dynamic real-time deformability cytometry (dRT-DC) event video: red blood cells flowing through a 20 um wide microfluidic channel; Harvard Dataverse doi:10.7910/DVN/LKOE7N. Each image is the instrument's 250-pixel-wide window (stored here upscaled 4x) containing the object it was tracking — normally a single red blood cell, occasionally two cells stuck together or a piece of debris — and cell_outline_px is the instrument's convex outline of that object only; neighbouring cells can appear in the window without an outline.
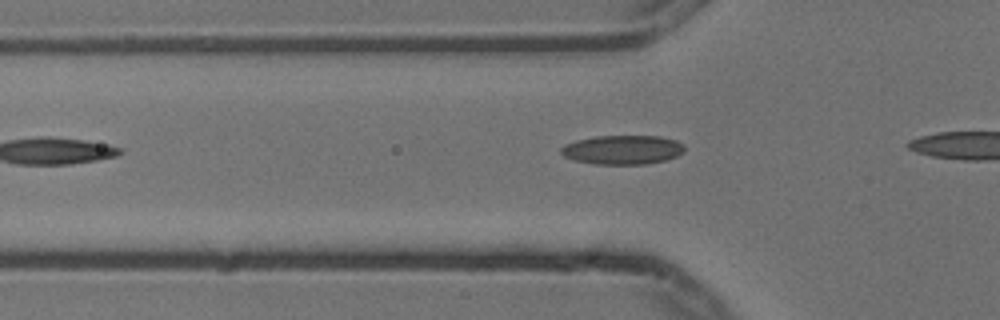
{"species": "common noctule bat (a hibernating species)", "species_latin": "Nyctalus noctula", "temperature_condition": "cold", "stored_images_in_passage": 5, "camera_frame_rate_fps": 3000, "um_per_image_px": 0.085, "animal": {"sex": "male", "body_mass_g": 13.3}, "frame": {"image": 1, "passage_image": 3, "time_ms": 0.667, "image_size_px": [1000, 320], "cell_outline_px": [[684, 152], [676, 156], [664, 160], [644, 164], [596, 164], [576, 160], [564, 156], [560, 152], [560, 148], [564, 144], [576, 140], [596, 136], [660, 136], [676, 140], [684, 144]], "centroid_in_image_um": [52.92, 12.72], "position_along_channel_um": 72.9, "area_um2": 20.92}}
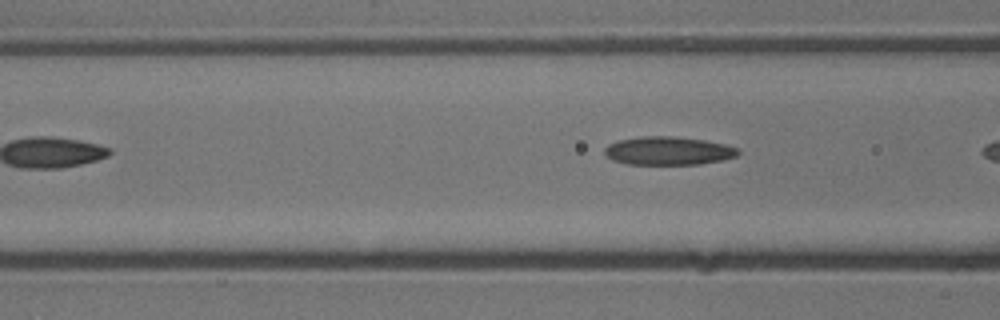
{"frame": {"image": 2, "passage_image": 5, "time_ms": 1.333, "image_size_px": [1000, 320], "cell_outline_px": [[740, 152], [736, 156], [720, 160], [700, 164], [628, 164], [612, 160], [604, 156], [604, 148], [608, 144], [620, 140], [640, 136], [676, 136], [704, 140], [724, 144], [736, 148]], "centroid_in_image_um": [56.75, 12.81], "position_along_channel_um": 109.9, "area_um2": 22.02}}